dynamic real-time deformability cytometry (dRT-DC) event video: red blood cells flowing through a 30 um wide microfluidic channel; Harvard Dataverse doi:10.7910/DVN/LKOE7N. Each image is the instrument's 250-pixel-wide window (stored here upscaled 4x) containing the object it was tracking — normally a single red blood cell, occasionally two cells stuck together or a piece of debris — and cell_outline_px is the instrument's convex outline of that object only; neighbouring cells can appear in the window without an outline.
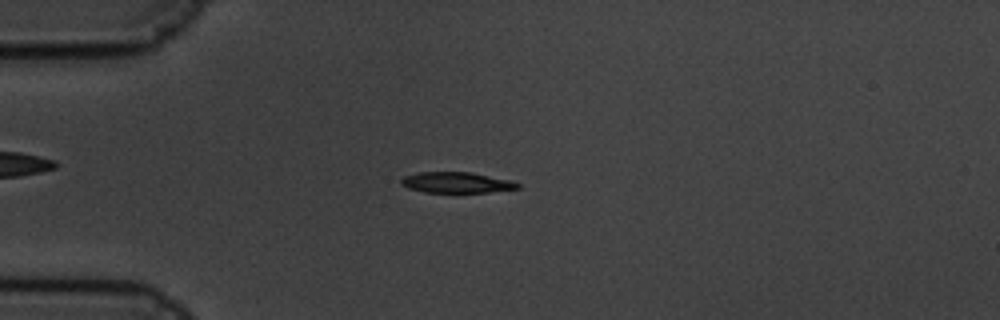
{"species": "common noctule bat (a hibernating species)", "species_latin": "Nyctalus noctula", "temperature_condition": "cold", "stored_images_in_passage": 59, "camera_frame_rate_fps": 3000, "um_per_image_px": 0.085, "animal": {"sex": "male", "body_mass_g": 19.5, "forearm_length_mm": 54.6}, "frame": {"image": 1, "passage_image": 15, "time_ms": 4.667, "image_size_px": [1000, 320], "cell_outline_px": [[520, 188], [488, 192], [424, 192], [408, 188], [400, 184], [400, 180], [404, 176], [416, 172], [472, 172], [512, 180], [520, 184]], "centroid_in_image_um": [38.8, 15.5], "position_along_channel_um": 46.2, "area_um2": 14.22}}
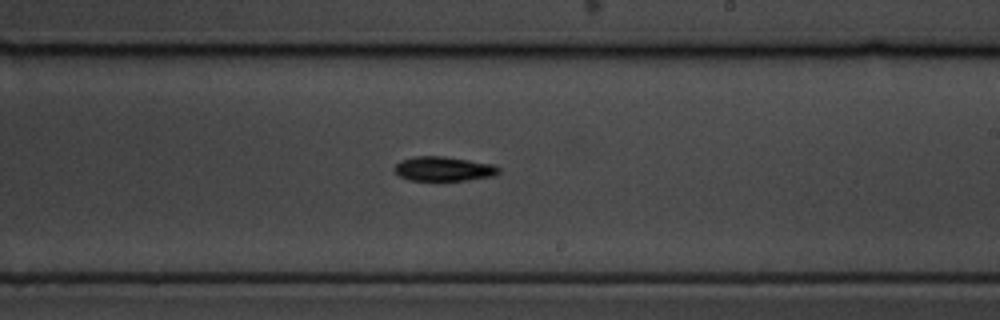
{"frame": {"image": 2, "passage_image": 35, "time_ms": 11.333, "image_size_px": [1000, 320], "cell_outline_px": [[500, 172], [496, 176], [464, 180], [408, 180], [400, 176], [392, 168], [400, 160], [416, 156], [444, 156], [496, 164], [500, 168]], "centroid_in_image_um": [37.74, 14.34], "position_along_channel_um": 251.3, "area_um2": 15.03}}
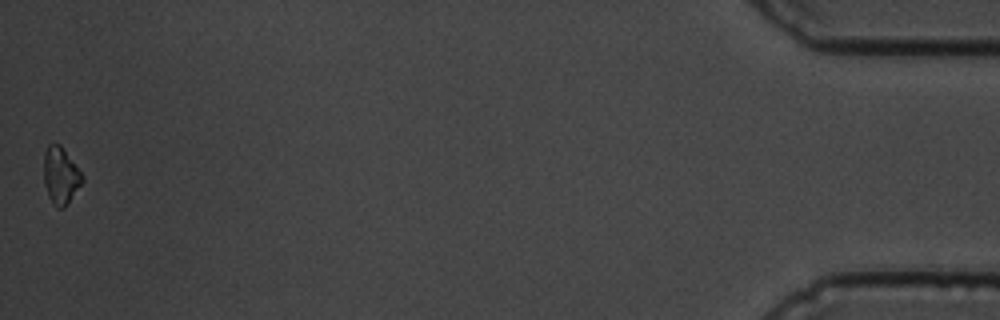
{"frame": {"image": 3, "passage_image": 59, "time_ms": 19.333, "image_size_px": [1000, 320], "cell_outline_px": [[84, 180], [68, 204], [64, 208], [56, 208], [48, 196], [44, 184], [44, 152], [48, 144], [60, 144], [84, 176]], "centroid_in_image_um": [5.15, 14.94], "position_along_channel_um": 430.0, "area_um2": 12.83}, "authors_computed_cell_mechanics": {"area_um2": 14.3922, "velocity_mm_per_s": 3.3614, "shape_relaxation_time_tau1_ms": 1.78, "shape_relaxation_time_tau2_ms": null, "deformation_change_tau1": 0.0911, "deformation_change_tau2": null}}